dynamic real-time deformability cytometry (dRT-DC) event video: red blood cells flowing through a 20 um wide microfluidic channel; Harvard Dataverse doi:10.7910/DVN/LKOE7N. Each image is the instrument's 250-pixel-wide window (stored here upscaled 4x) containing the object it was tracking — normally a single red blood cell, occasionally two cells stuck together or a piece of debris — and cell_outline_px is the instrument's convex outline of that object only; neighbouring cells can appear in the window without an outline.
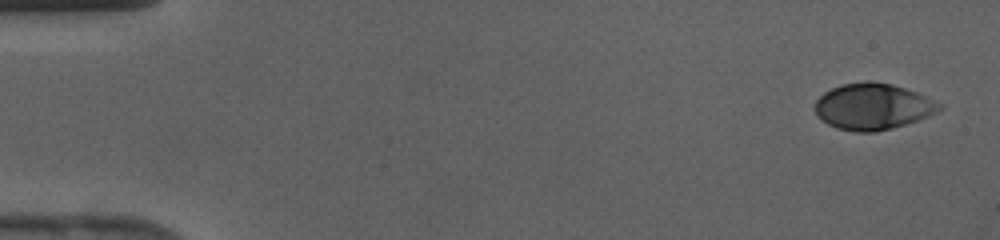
{"species": "human", "species_latin": "Homo sapiens", "temperature_condition": "cold", "stored_images_in_passage": 4, "camera_frame_rate_fps": 3000, "um_per_image_px": 0.085, "donor": {"sex": "female"}, "frame": {"image": 1, "passage_image": 2, "time_ms": 0.333, "image_size_px": [1000, 240], "cell_outline_px": [[944, 108], [928, 116], [892, 128], [876, 132], [856, 132], [836, 128], [828, 124], [816, 112], [816, 100], [824, 92], [840, 84], [868, 80], [892, 84], [916, 92], [944, 104]], "centroid_in_image_um": [74.21, 9.04], "position_along_channel_um": 10.8, "area_um2": 33.47}}